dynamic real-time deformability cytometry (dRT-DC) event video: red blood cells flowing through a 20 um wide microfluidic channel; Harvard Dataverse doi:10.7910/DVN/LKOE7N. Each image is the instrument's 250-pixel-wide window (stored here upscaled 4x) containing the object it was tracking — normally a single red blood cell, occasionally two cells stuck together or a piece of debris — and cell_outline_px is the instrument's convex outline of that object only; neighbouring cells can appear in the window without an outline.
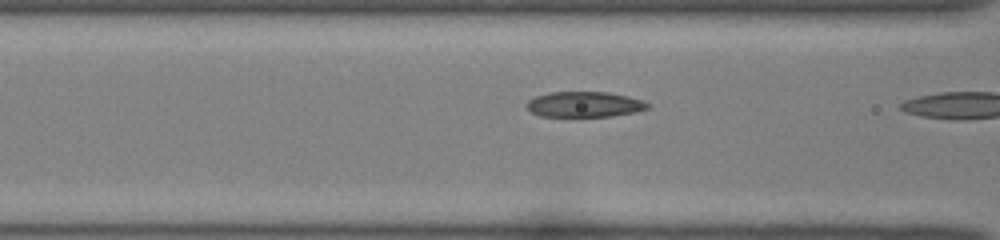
{"species": "common noctule bat (a hibernating species)", "species_latin": "Nyctalus noctula", "temperature_condition": "room temperature", "stored_images_in_passage": 6, "camera_frame_rate_fps": 3000, "um_per_image_px": 0.085, "animal": {"sex": "female", "body_mass_g": 22.0, "forearm_length_mm": 56.7}, "frame": {"image": 1, "passage_image": 5, "time_ms": 1.333, "image_size_px": [1000, 240], "cell_outline_px": [[652, 108], [636, 112], [612, 116], [540, 116], [532, 112], [524, 104], [528, 100], [536, 96], [548, 92], [608, 92], [628, 96], [644, 100], [652, 104]], "centroid_in_image_um": [49.74, 8.87], "position_along_channel_um": 116.9, "area_um2": 18.21}}